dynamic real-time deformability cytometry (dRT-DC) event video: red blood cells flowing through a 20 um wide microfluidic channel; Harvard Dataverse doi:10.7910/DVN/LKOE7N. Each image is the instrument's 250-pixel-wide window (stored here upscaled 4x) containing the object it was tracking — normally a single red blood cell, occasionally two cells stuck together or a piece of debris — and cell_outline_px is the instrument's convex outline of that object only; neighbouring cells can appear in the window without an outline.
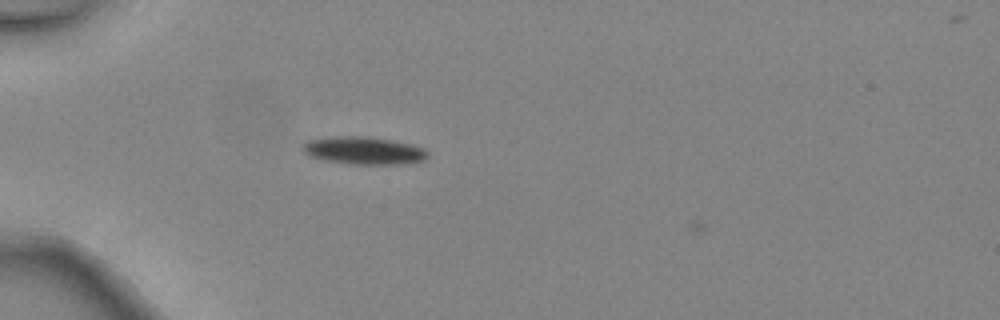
{"species": "common noctule bat (a hibernating species)", "species_latin": "Nyctalus noctula", "temperature_condition": "warm", "stored_images_in_passage": 3, "camera_frame_rate_fps": 3000, "um_per_image_px": 0.085, "animal": {"sex": "female", "body_mass_g": 24.6, "forearm_length_mm": 56.2}, "frame": {"image": 1, "passage_image": 2, "time_ms": 0.333, "image_size_px": [1000, 320], "cell_outline_px": [[428, 156], [424, 160], [404, 164], [352, 164], [328, 160], [312, 156], [304, 152], [300, 148], [308, 140], [336, 136], [368, 136], [392, 140], [412, 144], [424, 148], [428, 152]], "centroid_in_image_um": [30.97, 12.79], "position_along_channel_um": 54.0, "area_um2": 20.06}}